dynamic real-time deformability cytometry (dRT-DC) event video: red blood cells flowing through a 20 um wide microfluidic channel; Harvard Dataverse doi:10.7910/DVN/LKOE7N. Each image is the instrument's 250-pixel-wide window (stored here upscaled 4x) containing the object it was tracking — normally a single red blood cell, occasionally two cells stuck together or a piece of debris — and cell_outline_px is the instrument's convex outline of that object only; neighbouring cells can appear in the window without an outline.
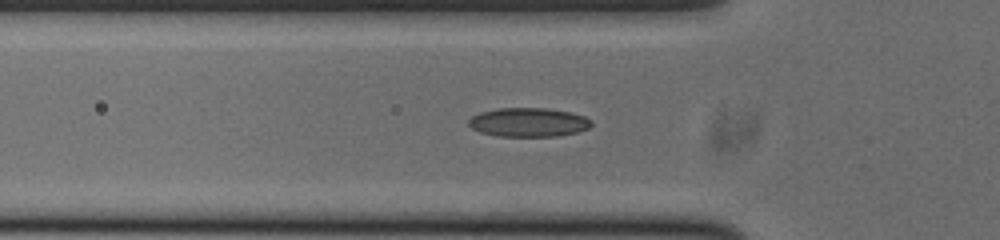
{"species": "common noctule bat (a hibernating species)", "species_latin": "Nyctalus noctula", "temperature_condition": "cold", "stored_images_in_passage": 42, "camera_frame_rate_fps": 3000, "um_per_image_px": 0.085, "animal": {"sex": "male", "body_mass_g": 20.0, "forearm_length_mm": 53.3}, "frame": {"image": 1, "passage_image": 5, "time_ms": 1.333, "image_size_px": [1000, 240], "cell_outline_px": [[592, 124], [588, 128], [576, 132], [560, 136], [500, 136], [480, 132], [472, 128], [468, 124], [468, 120], [472, 116], [480, 112], [496, 108], [548, 108], [568, 112], [584, 116], [592, 120]], "centroid_in_image_um": [44.91, 10.39], "position_along_channel_um": 80.9, "area_um2": 20.69}}
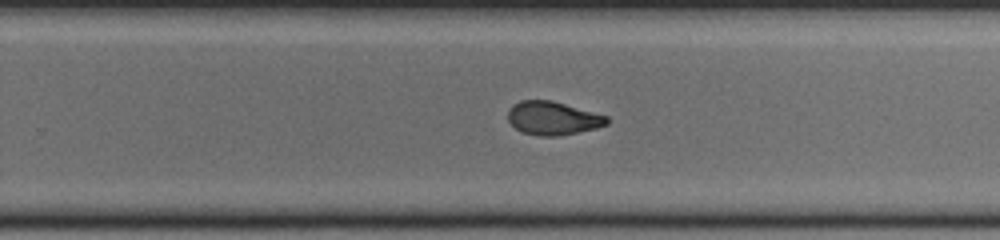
{"frame": {"image": 2, "passage_image": 21, "time_ms": 6.667, "image_size_px": [1000, 240], "cell_outline_px": [[608, 124], [596, 128], [560, 136], [540, 136], [520, 132], [508, 120], [508, 108], [512, 104], [520, 100], [552, 100], [608, 116]], "centroid_in_image_um": [46.97, 10.04], "position_along_channel_um": 282.8, "area_um2": 19.42}}
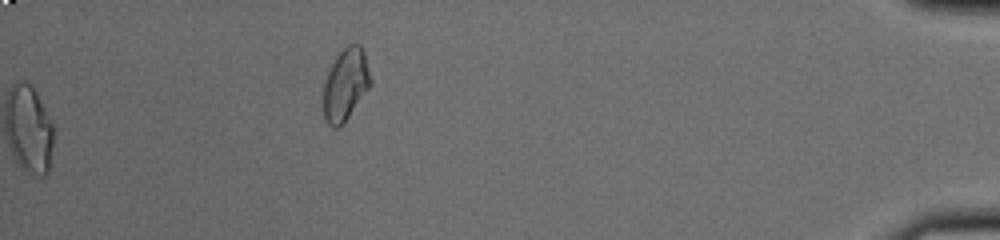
{"frame": {"image": 3, "passage_image": 42, "time_ms": 13.667, "image_size_px": [1000, 240], "cell_outline_px": [[372, 84], [340, 128], [332, 128], [328, 124], [324, 116], [324, 84], [328, 72], [336, 56], [348, 44], [360, 44], [364, 52], [372, 80]], "centroid_in_image_um": [29.39, 7.19], "position_along_channel_um": 405.8, "area_um2": 19.71}, "authors_computed_cell_mechanics": {"area_um2": 20.1144, "velocity_mm_per_s": 3.7828, "shape_relaxation_time_tau1_ms": 9.5336, "shape_relaxation_time_tau2_ms": 2.3259, "deformation_change_tau1": 0.2379, "deformation_change_tau2": 0.0788}}